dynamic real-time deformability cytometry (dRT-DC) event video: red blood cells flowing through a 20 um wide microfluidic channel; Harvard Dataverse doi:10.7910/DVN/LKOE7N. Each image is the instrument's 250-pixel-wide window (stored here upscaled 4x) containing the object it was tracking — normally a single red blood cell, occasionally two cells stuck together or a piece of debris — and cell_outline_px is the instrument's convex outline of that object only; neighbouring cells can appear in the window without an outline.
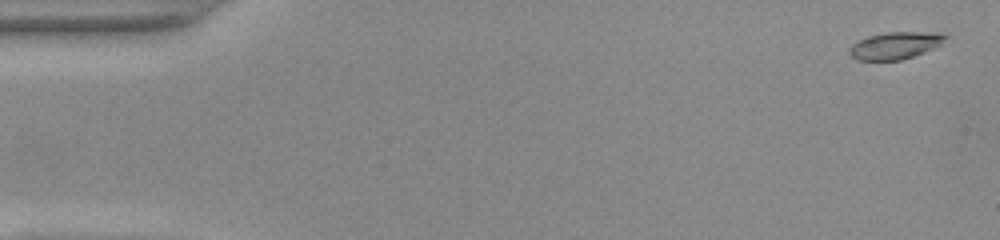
{"species": "common noctule bat (a hibernating species)", "species_latin": "Nyctalus noctula", "temperature_condition": "warm", "stored_images_in_passage": 52, "camera_frame_rate_fps": 3000, "um_per_image_px": 0.085, "animal": {"sex": "female", "body_mass_g": 22.0, "forearm_length_mm": 56.7}, "frame": {"image": 1, "passage_image": 2, "time_ms": 0.333, "image_size_px": [1000, 240], "cell_outline_px": [[948, 36], [944, 44], [924, 52], [900, 60], [856, 60], [848, 52], [852, 44], [868, 36], [884, 32], [940, 32]], "centroid_in_image_um": [76.14, 3.85], "position_along_channel_um": 8.9, "area_um2": 15.26}}
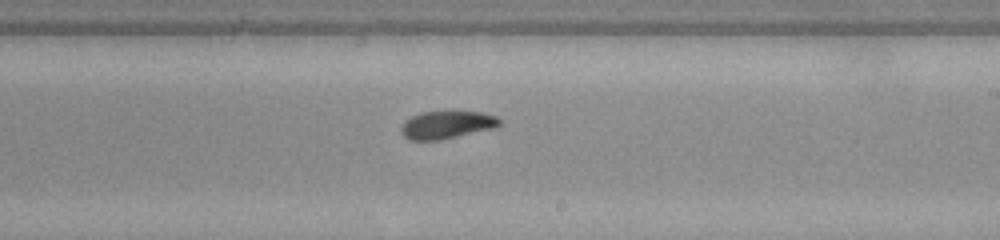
{"frame": {"image": 2, "passage_image": 31, "time_ms": 10.0, "image_size_px": [1000, 240], "cell_outline_px": [[500, 124], [492, 128], [440, 140], [408, 140], [400, 132], [400, 128], [404, 120], [420, 112], [452, 108], [484, 112], [496, 116], [500, 120]], "centroid_in_image_um": [37.94, 10.54], "position_along_channel_um": 251.1, "area_um2": 16.7}}
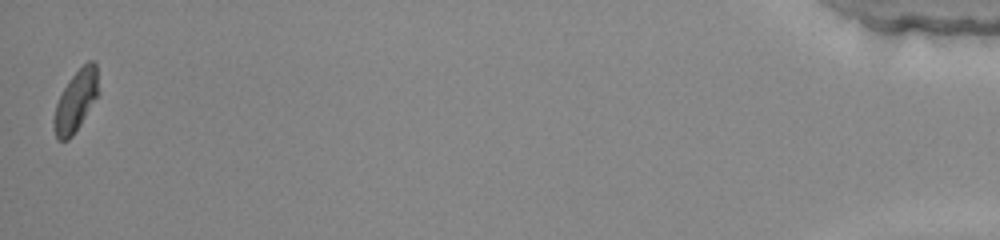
{"frame": {"image": 3, "passage_image": 52, "time_ms": 17.0, "image_size_px": [1000, 240], "cell_outline_px": [[100, 92], [80, 124], [72, 136], [68, 140], [56, 140], [52, 124], [52, 120], [56, 104], [68, 80], [88, 60], [92, 60], [96, 64]], "centroid_in_image_um": [6.44, 8.58], "position_along_channel_um": 428.8, "area_um2": 15.95}, "authors_computed_cell_mechanics": {"area_um2": 16.0395, "velocity_mm_per_s": 3.9246, "shape_relaxation_time_tau1_ms": 7.3727, "shape_relaxation_time_tau2_ms": 3.3813, "deformation_change_tau1": 0.1918, "deformation_change_tau2": 0.077}}